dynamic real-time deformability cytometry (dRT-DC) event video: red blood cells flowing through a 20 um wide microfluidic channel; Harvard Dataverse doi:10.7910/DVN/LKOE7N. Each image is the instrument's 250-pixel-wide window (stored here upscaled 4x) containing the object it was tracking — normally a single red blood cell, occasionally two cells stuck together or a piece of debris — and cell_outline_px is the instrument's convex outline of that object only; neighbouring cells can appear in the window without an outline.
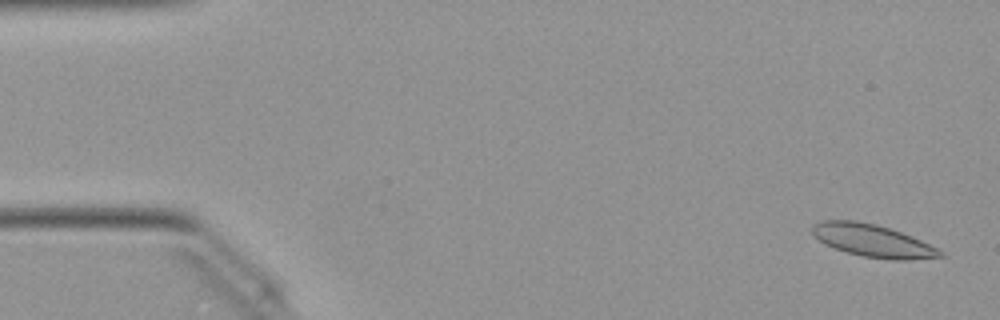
{"species": "Egyptian fruit bat (a non-hibernating species)", "species_latin": "Rousettus aegyptiacus", "temperature_condition": "warm", "stored_images_in_passage": 50, "camera_frame_rate_fps": 3000, "um_per_image_px": 0.085, "animal": {"sex": "female"}, "frame": {"image": 1, "passage_image": 2, "time_ms": 0.333, "image_size_px": [1000, 320], "cell_outline_px": [[944, 256], [904, 260], [896, 260], [864, 256], [848, 252], [836, 248], [820, 240], [812, 232], [812, 224], [824, 220], [856, 220], [876, 224], [900, 232], [920, 240], [944, 252]], "centroid_in_image_um": [74.17, 20.44], "position_along_channel_um": 10.8, "area_um2": 23.64}}
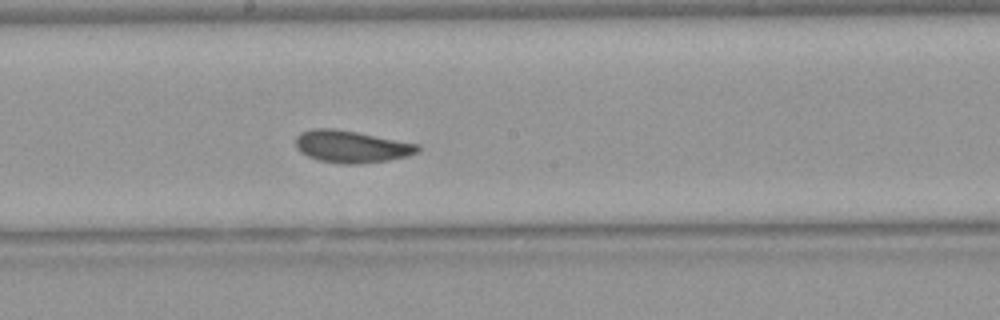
{"frame": {"image": 2, "passage_image": 27, "time_ms": 8.667, "image_size_px": [1000, 320], "cell_outline_px": [[420, 148], [416, 152], [408, 156], [388, 160], [356, 164], [344, 164], [316, 160], [300, 152], [296, 148], [296, 136], [300, 132], [312, 128], [332, 128], [356, 132], [420, 144]], "centroid_in_image_um": [29.83, 12.46], "position_along_channel_um": 218.4, "area_um2": 22.89}}
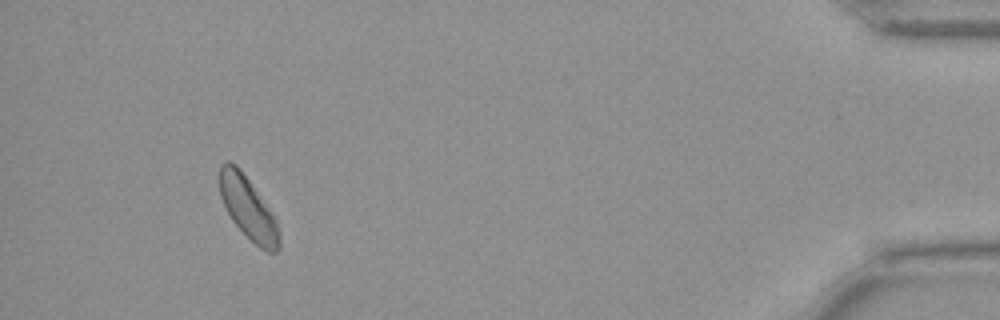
{"frame": {"image": 3, "passage_image": 47, "time_ms": 15.333, "image_size_px": [1000, 320], "cell_outline_px": [[280, 248], [276, 252], [268, 252], [260, 248], [232, 220], [220, 196], [220, 164], [224, 160], [228, 160], [236, 164], [240, 168], [276, 220], [280, 236]], "centroid_in_image_um": [21.08, 17.67], "position_along_channel_um": 414.1, "area_um2": 21.1}, "authors_computed_cell_mechanics": {"area_um2": 22.6287, "velocity_mm_per_s": 4.0023, "shape_relaxation_time_tau1_ms": 2.9478, "shape_relaxation_time_tau2_ms": 3.6076, "deformation_change_tau1": 0.0844, "deformation_change_tau2": 0.0555}}